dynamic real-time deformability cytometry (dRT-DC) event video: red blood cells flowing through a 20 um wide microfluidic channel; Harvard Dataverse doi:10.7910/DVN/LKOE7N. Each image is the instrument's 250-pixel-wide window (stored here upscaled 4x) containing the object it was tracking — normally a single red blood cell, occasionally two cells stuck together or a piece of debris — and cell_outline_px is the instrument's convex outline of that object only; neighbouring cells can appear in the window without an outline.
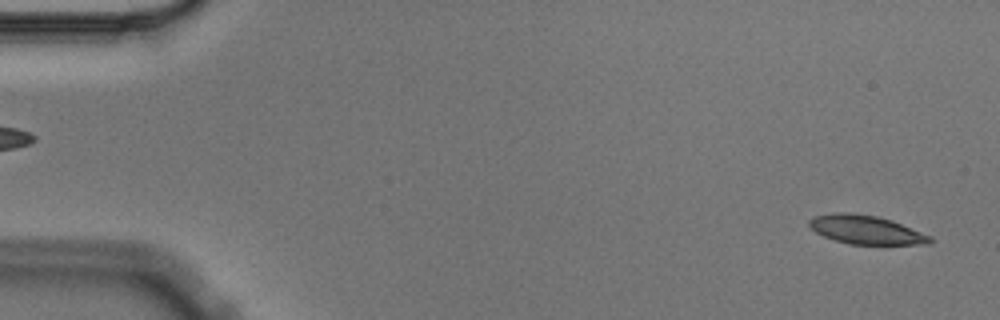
{"species": "Egyptian fruit bat (a non-hibernating species)", "species_latin": "Rousettus aegyptiacus", "temperature_condition": "cold", "stored_images_in_passage": 5, "segment_of_instrument_passage": [2, 2], "camera_frame_rate_fps": 3000, "um_per_image_px": 0.085, "animal": {"sex": "male"}, "frame": {"image": 1, "passage_image": 5, "time_ms": 1.333, "image_size_px": [1000, 320], "cell_outline_px": [[932, 240], [928, 244], [848, 244], [824, 236], [816, 232], [808, 224], [808, 220], [812, 216], [832, 212], [848, 212], [876, 216], [892, 220], [932, 236]], "centroid_in_image_um": [73.58, 19.51], "position_along_channel_um": 11.4, "area_um2": 20.23}}